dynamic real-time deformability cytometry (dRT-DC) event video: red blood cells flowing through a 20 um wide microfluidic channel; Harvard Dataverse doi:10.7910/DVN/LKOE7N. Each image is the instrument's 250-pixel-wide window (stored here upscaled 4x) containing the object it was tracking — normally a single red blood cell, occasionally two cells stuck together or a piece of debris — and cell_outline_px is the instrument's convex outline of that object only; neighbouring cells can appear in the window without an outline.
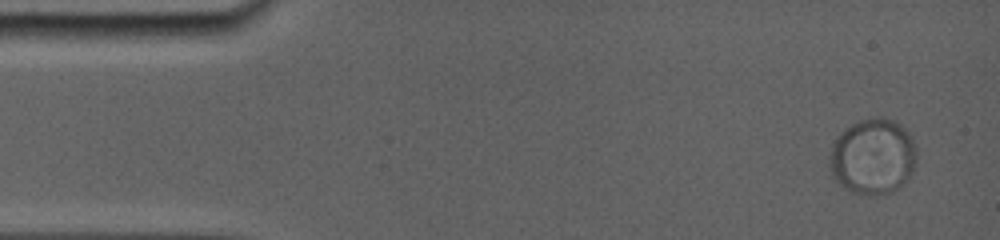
{"species": "common noctule bat (a hibernating species)", "species_latin": "Nyctalus noctula", "temperature_condition": "room temperature", "stored_images_in_passage": 60, "camera_frame_rate_fps": 5000, "um_per_image_px": 0.085, "animal": {"sex": "female", "body_mass_g": 19.0, "forearm_length_mm": 56.7}, "frame": {"image": 1, "passage_image": 1, "time_ms": 0.0, "image_size_px": [1000, 240], "cell_outline_px": [[908, 144], [896, 188], [880, 196], [864, 196], [848, 188], [832, 172], [832, 168], [836, 148], [840, 136], [848, 128], [856, 124], [868, 120], [888, 120], [896, 124], [908, 136]], "centroid_in_image_um": [74.01, 13.35], "position_along_channel_um": 11.0, "area_um2": 32.43}}
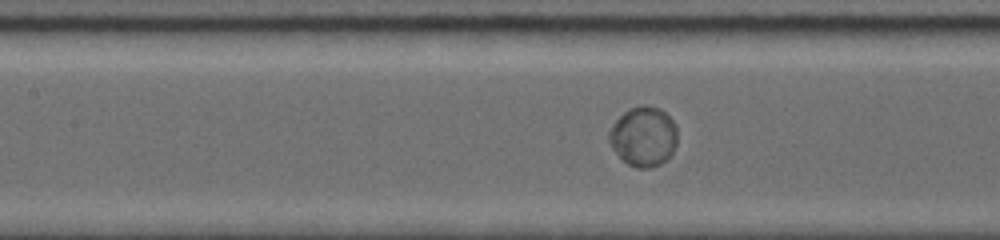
{"frame": {"image": 2, "passage_image": 26, "time_ms": 6.8, "image_size_px": [1000, 240], "cell_outline_px": [[676, 144], [672, 152], [660, 164], [648, 168], [636, 168], [628, 164], [620, 156], [612, 144], [612, 128], [616, 120], [628, 108], [640, 104], [644, 104], [660, 108], [672, 120], [676, 128]], "centroid_in_image_um": [54.74, 11.57], "position_along_channel_um": 152.7, "area_um2": 23.06}}
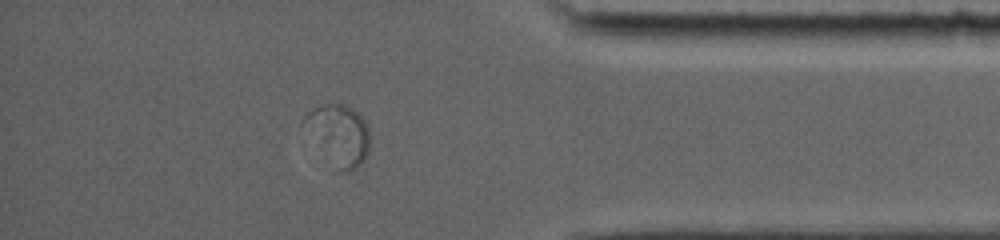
{"frame": {"image": 3, "passage_image": 52, "time_ms": 14.0, "image_size_px": [1000, 240], "cell_outline_px": [[368, 152], [364, 160], [360, 164], [344, 172], [340, 168], [300, 124], [304, 116], [312, 108], [328, 104], [340, 104], [352, 108], [364, 120], [368, 128]], "centroid_in_image_um": [28.79, 11.36], "position_along_channel_um": 406.4, "area_um2": 21.85}}